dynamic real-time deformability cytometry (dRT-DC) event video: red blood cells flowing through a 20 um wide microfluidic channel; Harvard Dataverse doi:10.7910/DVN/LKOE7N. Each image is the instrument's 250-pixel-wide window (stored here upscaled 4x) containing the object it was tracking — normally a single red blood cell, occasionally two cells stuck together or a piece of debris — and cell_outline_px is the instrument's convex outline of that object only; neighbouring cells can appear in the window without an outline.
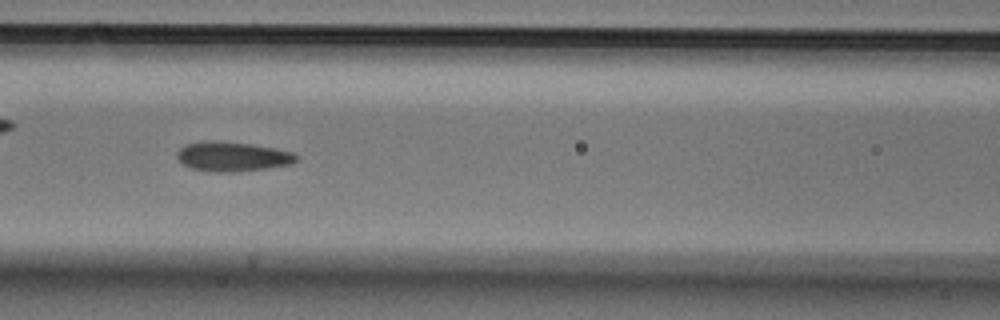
{"species": "Egyptian fruit bat (a non-hibernating species)", "species_latin": "Rousettus aegyptiacus", "temperature_condition": "cold", "stored_images_in_passage": 29, "camera_frame_rate_fps": 3000, "um_per_image_px": 0.085, "animal": {"sex": "male"}, "frame": {"image": 1, "passage_image": 21, "time_ms": 6.667, "image_size_px": [1000, 320], "cell_outline_px": [[300, 156], [292, 164], [268, 168], [236, 172], [212, 172], [192, 168], [184, 164], [176, 156], [176, 152], [180, 148], [188, 144], [204, 140], [252, 144], [292, 152]], "centroid_in_image_um": [19.77, 13.31], "position_along_channel_um": 146.8, "area_um2": 20.46}}